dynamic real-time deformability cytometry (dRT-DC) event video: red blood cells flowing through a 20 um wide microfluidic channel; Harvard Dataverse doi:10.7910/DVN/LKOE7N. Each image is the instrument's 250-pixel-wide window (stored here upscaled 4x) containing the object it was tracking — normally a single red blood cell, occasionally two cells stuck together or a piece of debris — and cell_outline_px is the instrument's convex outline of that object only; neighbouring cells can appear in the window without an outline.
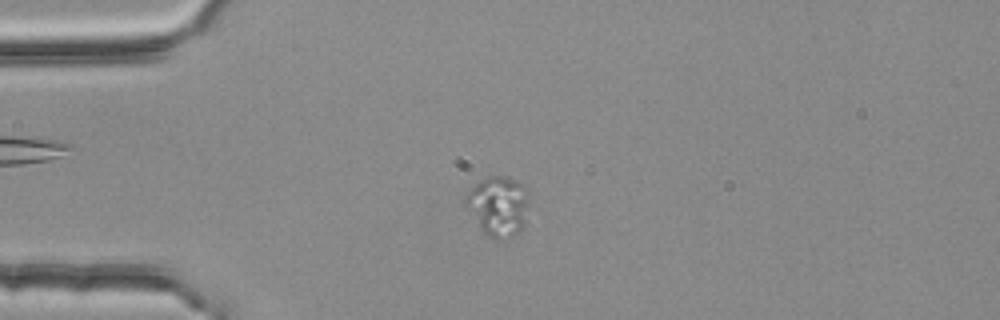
{"species": "common noctule bat (a hibernating species)", "species_latin": "Nyctalus noctula", "temperature_condition": "room temperature", "stored_images_in_passage": 5, "camera_frame_rate_fps": 3000, "um_per_image_px": 0.085, "animal": {"sex": "female", "body_mass_g": 25.1}, "frame": {"image": 1, "passage_image": 4, "time_ms": 1.0, "image_size_px": [1000, 320], "cell_outline_px": [[528, 204], [524, 224], [512, 236], [496, 240], [480, 232], [464, 200], [464, 196], [480, 180], [488, 176], [508, 176], [524, 184]], "centroid_in_image_um": [42.32, 17.51], "position_along_channel_um": 42.7, "area_um2": 22.02}}